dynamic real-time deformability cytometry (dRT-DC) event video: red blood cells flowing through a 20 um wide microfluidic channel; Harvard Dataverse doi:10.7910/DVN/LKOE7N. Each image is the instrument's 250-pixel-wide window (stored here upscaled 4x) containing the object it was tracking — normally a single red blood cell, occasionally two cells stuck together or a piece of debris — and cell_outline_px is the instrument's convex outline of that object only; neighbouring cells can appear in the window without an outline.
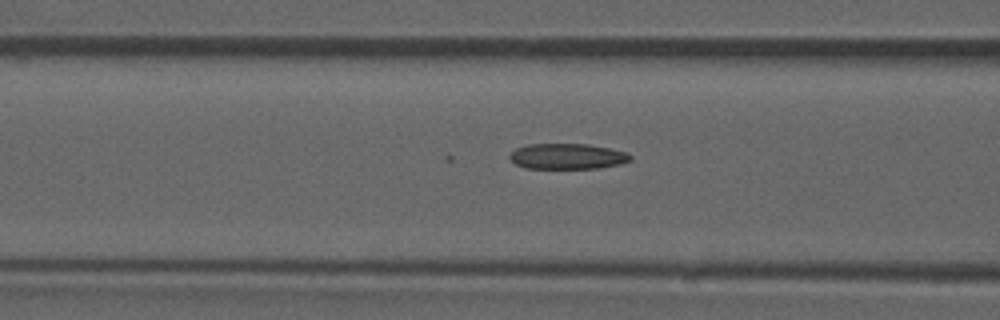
{"species": "common noctule bat (a hibernating species)", "species_latin": "Nyctalus noctula", "temperature_condition": "room temperature", "stored_images_in_passage": 28, "camera_frame_rate_fps": 3000, "um_per_image_px": 0.085, "animal": {"sex": "male", "forearm_length_mm": 52.5}, "frame": {"image": 1, "passage_image": 6, "time_ms": 1.667, "image_size_px": [1000, 320], "cell_outline_px": [[632, 160], [620, 164], [600, 168], [524, 168], [516, 164], [508, 156], [516, 148], [528, 144], [588, 144], [628, 152], [632, 156]], "centroid_in_image_um": [48.25, 13.29], "position_along_channel_um": 118.3, "area_um2": 18.03}, "authors_computed_cell_mechanics": {"area_um2": 18.0047, "velocity_mm_per_s": 3.8638, "shape_relaxation_time_tau1_ms": null, "shape_relaxation_time_tau2_ms": 1.7031, "deformation_change_tau1": null, "deformation_change_tau2": 0.0839}}